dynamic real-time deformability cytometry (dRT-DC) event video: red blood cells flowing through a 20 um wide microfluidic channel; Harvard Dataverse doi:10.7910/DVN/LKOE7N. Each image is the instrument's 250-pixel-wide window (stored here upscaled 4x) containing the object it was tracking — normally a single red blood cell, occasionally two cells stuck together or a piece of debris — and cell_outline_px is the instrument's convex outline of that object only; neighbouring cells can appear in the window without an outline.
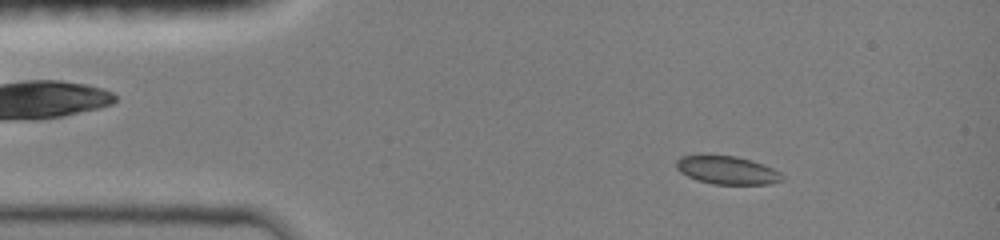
{"species": "common noctule bat (a hibernating species)", "species_latin": "Nyctalus noctula", "temperature_condition": "room temperature", "stored_images_in_passage": 12, "camera_frame_rate_fps": 3000, "um_per_image_px": 0.085, "animal": {"sex": "female", "body_mass_g": 19.0, "forearm_length_mm": 51.5}, "frame": {"image": 1, "passage_image": 4, "time_ms": 1.0, "image_size_px": [1000, 240], "cell_outline_px": [[784, 180], [768, 184], [712, 184], [696, 180], [680, 172], [676, 168], [676, 160], [680, 156], [736, 156], [752, 160], [772, 168], [780, 172], [784, 176]], "centroid_in_image_um": [61.82, 14.48], "position_along_channel_um": 23.2, "area_um2": 17.28}}
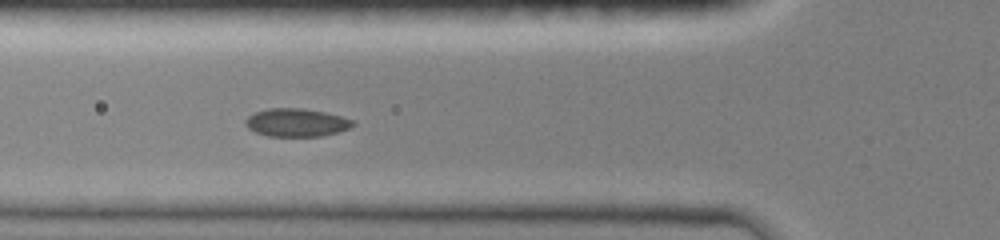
{"frame": {"image": 2, "passage_image": 9, "time_ms": 2.667, "image_size_px": [1000, 240], "cell_outline_px": [[356, 124], [348, 128], [336, 132], [320, 136], [268, 136], [256, 132], [248, 128], [244, 124], [244, 120], [252, 112], [268, 108], [300, 108], [324, 112], [356, 120]], "centroid_in_image_um": [25.16, 10.41], "position_along_channel_um": 100.6, "area_um2": 17.63}}
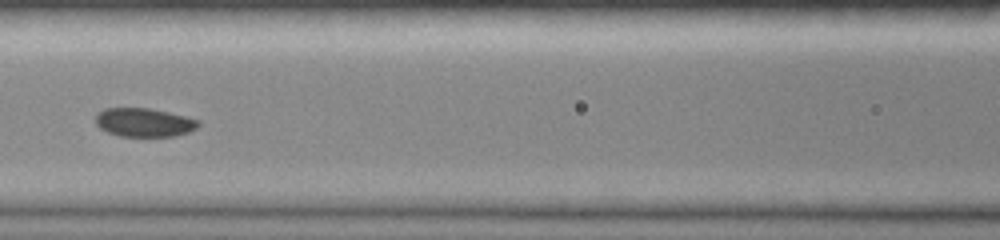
{"frame": {"image": 3, "passage_image": 11, "time_ms": 3.333, "image_size_px": [1000, 240], "cell_outline_px": [[200, 124], [196, 128], [188, 132], [176, 136], [120, 136], [108, 132], [100, 128], [96, 124], [96, 112], [104, 108], [148, 108], [168, 112], [200, 120]], "centroid_in_image_um": [12.24, 10.4], "position_along_channel_um": 154.4, "area_um2": 17.17}}